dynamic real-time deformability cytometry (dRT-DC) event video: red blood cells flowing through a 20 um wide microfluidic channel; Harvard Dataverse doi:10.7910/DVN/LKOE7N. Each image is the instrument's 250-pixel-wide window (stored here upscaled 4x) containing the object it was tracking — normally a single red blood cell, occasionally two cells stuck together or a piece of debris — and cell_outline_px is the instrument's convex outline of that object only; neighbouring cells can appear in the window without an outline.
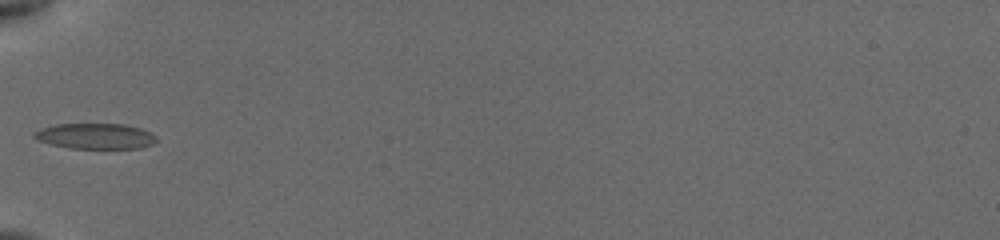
{"species": "common noctule bat (a hibernating species)", "species_latin": "Nyctalus noctula", "temperature_condition": "cold", "stored_images_in_passage": 8, "camera_frame_rate_fps": 3000, "um_per_image_px": 0.085, "animal": {"sex": "female", "body_mass_g": 19.5, "forearm_length_mm": 54.1}, "frame": {"image": 1, "passage_image": 1, "time_ms": 0.0, "image_size_px": [1000, 240], "cell_outline_px": [[156, 140], [152, 144], [140, 148], [72, 148], [52, 144], [40, 140], [32, 136], [32, 132], [40, 128], [56, 124], [124, 124], [140, 128], [156, 136]], "centroid_in_image_um": [8.09, 11.56], "position_along_channel_um": 76.9, "area_um2": 18.03}}
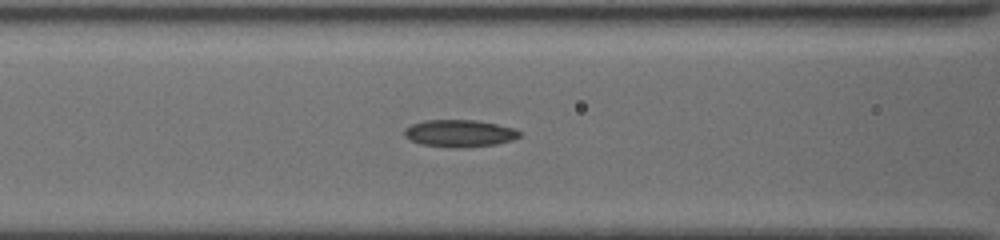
{"frame": {"image": 2, "passage_image": 4, "time_ms": 1.333, "image_size_px": [1000, 240], "cell_outline_px": [[520, 136], [512, 140], [496, 144], [456, 148], [452, 148], [420, 144], [404, 136], [404, 128], [412, 124], [424, 120], [476, 120], [496, 124], [512, 128], [520, 132]], "centroid_in_image_um": [39.02, 11.33], "position_along_channel_um": 127.6, "area_um2": 18.15}}
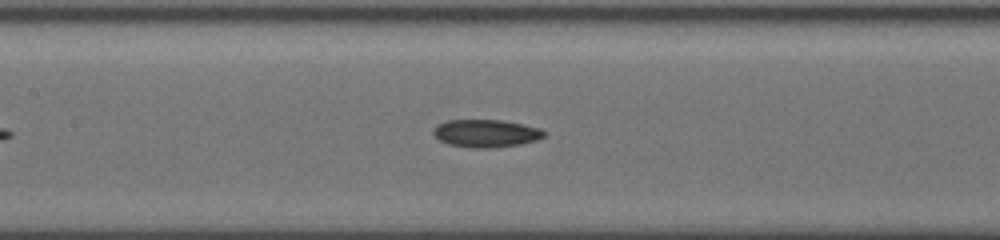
{"frame": {"image": 3, "passage_image": 7, "time_ms": 2.333, "image_size_px": [1000, 240], "cell_outline_px": [[548, 132], [544, 136], [536, 140], [520, 144], [492, 148], [472, 148], [448, 144], [440, 140], [432, 132], [436, 124], [448, 120], [504, 120], [540, 128]], "centroid_in_image_um": [41.32, 11.33], "position_along_channel_um": 166.1, "area_um2": 17.98}}